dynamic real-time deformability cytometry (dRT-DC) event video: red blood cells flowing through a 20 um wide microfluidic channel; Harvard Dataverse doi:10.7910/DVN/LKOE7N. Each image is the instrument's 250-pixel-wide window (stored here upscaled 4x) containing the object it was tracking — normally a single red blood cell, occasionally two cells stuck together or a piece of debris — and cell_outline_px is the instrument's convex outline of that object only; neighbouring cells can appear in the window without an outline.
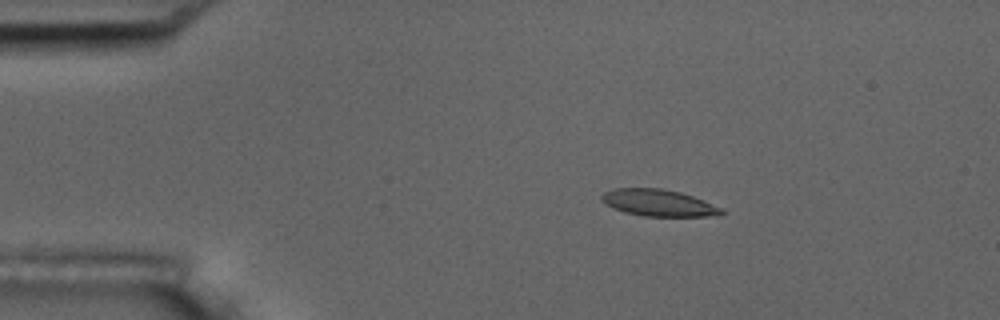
{"species": "common noctule bat (a hibernating species)", "species_latin": "Nyctalus noctula", "temperature_condition": "room temperature", "stored_images_in_passage": 5, "camera_frame_rate_fps": 3000, "um_per_image_px": 0.085, "animal": {"sex": "male", "body_mass_g": 17.5, "forearm_length_mm": 52.3}, "frame": {"image": 1, "passage_image": 3, "time_ms": 2.333, "image_size_px": [1000, 320], "cell_outline_px": [[724, 212], [716, 216], [644, 216], [624, 212], [612, 208], [604, 204], [600, 200], [600, 196], [604, 192], [612, 188], [660, 188], [680, 192], [704, 200], [724, 208]], "centroid_in_image_um": [55.95, 17.24], "position_along_channel_um": 29.1, "area_um2": 18.9}}
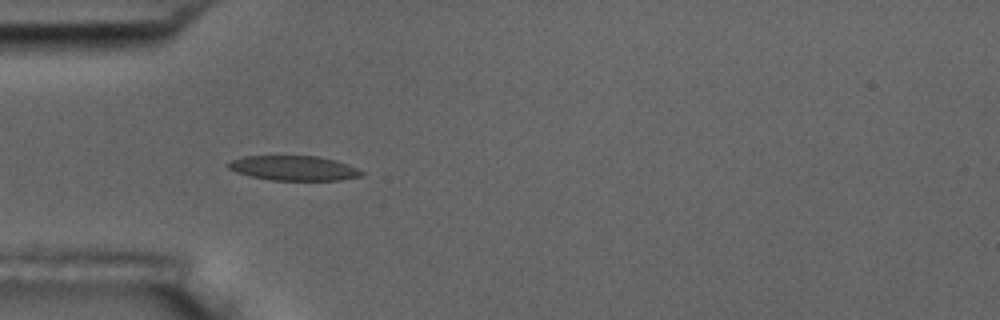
{"frame": {"image": 2, "passage_image": 5, "time_ms": 4.667, "image_size_px": [1000, 320], "cell_outline_px": [[364, 176], [340, 180], [272, 180], [252, 176], [236, 172], [228, 168], [224, 164], [228, 160], [240, 156], [316, 156], [348, 164], [364, 172]], "centroid_in_image_um": [24.91, 14.28], "position_along_channel_um": 60.1, "area_um2": 19.31}}